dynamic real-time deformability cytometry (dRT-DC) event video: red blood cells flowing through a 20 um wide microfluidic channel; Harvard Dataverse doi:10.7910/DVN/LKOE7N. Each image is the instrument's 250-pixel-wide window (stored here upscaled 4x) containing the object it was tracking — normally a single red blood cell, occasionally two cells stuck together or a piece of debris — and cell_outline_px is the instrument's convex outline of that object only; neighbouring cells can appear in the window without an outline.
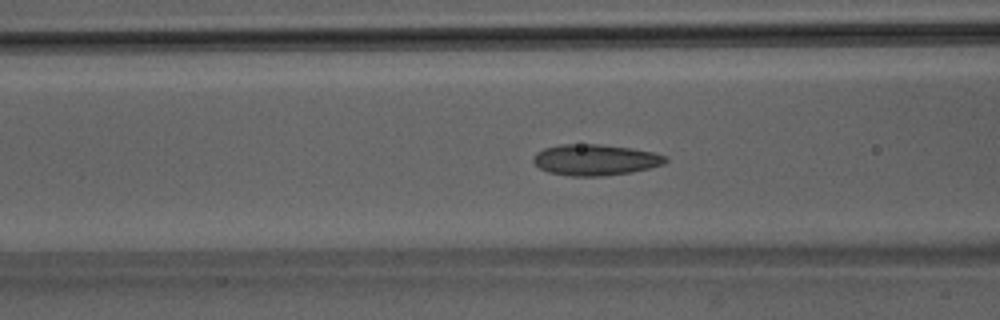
{"species": "Egyptian fruit bat (a non-hibernating species)", "species_latin": "Rousettus aegyptiacus", "temperature_condition": "room temperature", "stored_images_in_passage": 42, "camera_frame_rate_fps": 3000, "um_per_image_px": 0.085, "animal": {"sex": "male"}, "frame": {"image": 1, "passage_image": 11, "time_ms": 3.333, "image_size_px": [1000, 320], "cell_outline_px": [[668, 160], [664, 164], [632, 172], [604, 176], [572, 176], [548, 172], [540, 168], [532, 160], [536, 152], [544, 148], [560, 144], [596, 144], [632, 148], [652, 152], [668, 156]], "centroid_in_image_um": [50.6, 13.58], "position_along_channel_um": 116.0, "area_um2": 23.93}}
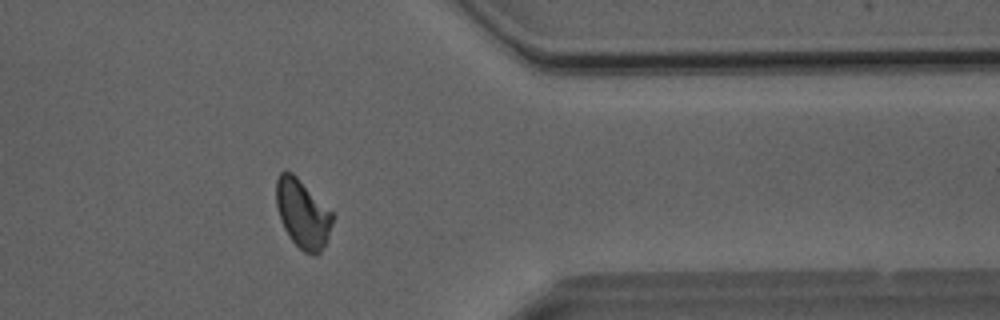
{"frame": {"image": 2, "passage_image": 32, "time_ms": 10.333, "image_size_px": [1000, 320], "cell_outline_px": [[336, 216], [328, 236], [320, 252], [316, 256], [304, 252], [292, 240], [284, 228], [280, 220], [276, 204], [276, 180], [280, 172], [292, 172]], "centroid_in_image_um": [25.73, 18.18], "position_along_channel_um": 385.7, "area_um2": 22.31}}
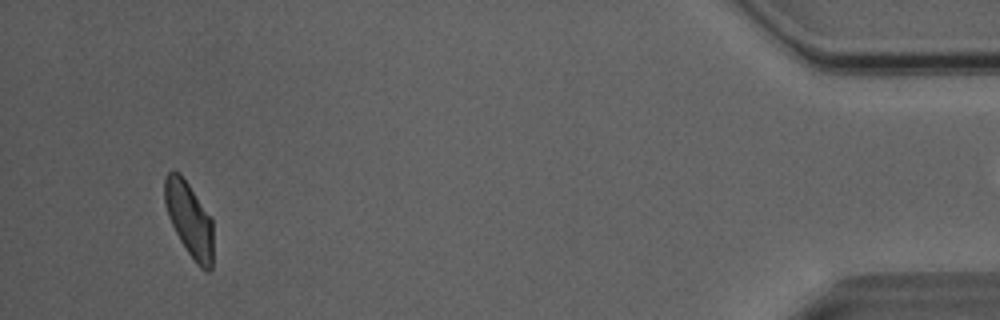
{"frame": {"image": 3, "passage_image": 39, "time_ms": 12.667, "image_size_px": [1000, 320], "cell_outline_px": [[212, 268], [208, 272], [200, 268], [196, 264], [180, 240], [168, 216], [164, 200], [164, 176], [168, 172], [180, 172], [212, 220]], "centroid_in_image_um": [16.07, 18.65], "position_along_channel_um": 419.1, "area_um2": 20.75}, "authors_computed_cell_mechanics": {"area_um2": 22.3397, "velocity_mm_per_s": 4.0556, "shape_relaxation_time_tau1_ms": 7.3678, "shape_relaxation_time_tau2_ms": 1.8228, "deformation_change_tau1": 0.1614, "deformation_change_tau2": 0.0929}}